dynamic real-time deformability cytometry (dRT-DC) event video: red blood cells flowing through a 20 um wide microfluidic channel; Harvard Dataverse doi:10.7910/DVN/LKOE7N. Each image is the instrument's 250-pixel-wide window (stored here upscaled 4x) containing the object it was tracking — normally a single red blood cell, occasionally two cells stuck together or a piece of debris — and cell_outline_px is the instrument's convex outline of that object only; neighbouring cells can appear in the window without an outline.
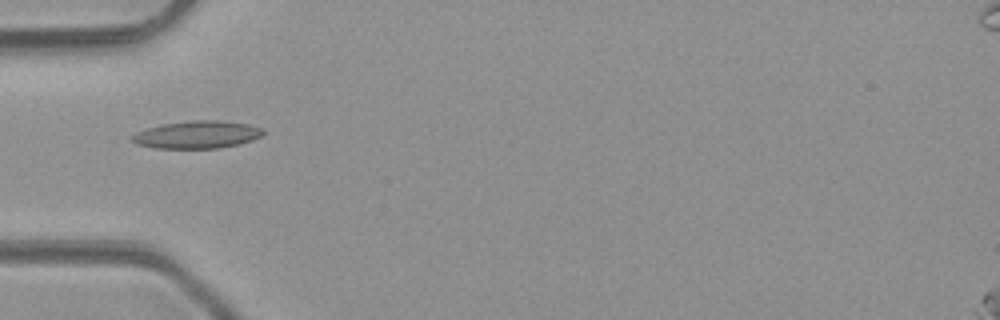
{"species": "common noctule bat (a hibernating species)", "species_latin": "Nyctalus noctula", "temperature_condition": "room temperature", "stored_images_in_passage": 5, "camera_frame_rate_fps": 3000, "um_per_image_px": 0.085, "animal": {"sex": "male", "body_mass_g": 23.1, "forearm_length_mm": 52.7}, "frame": {"image": 1, "passage_image": 4, "time_ms": 4.333, "image_size_px": [1000, 320], "cell_outline_px": [[264, 132], [260, 136], [252, 140], [220, 148], [156, 148], [136, 144], [132, 140], [132, 136], [136, 132], [160, 124], [192, 120], [220, 120], [248, 124], [260, 128]], "centroid_in_image_um": [16.72, 11.44], "position_along_channel_um": 68.3, "area_um2": 20.87}}
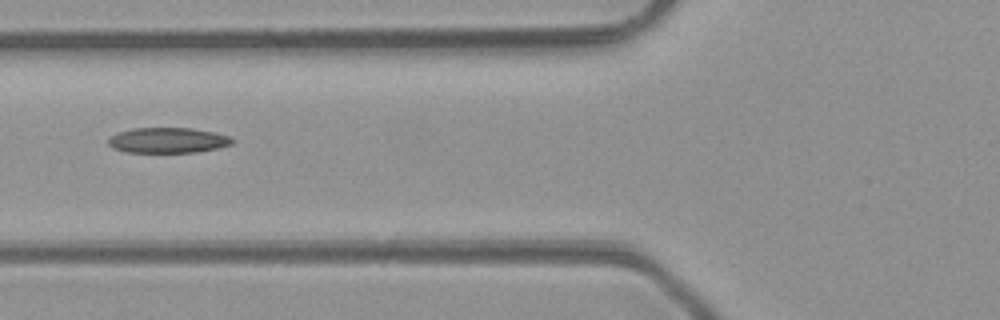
{"frame": {"image": 2, "passage_image": 5, "time_ms": 5.333, "image_size_px": [1000, 320], "cell_outline_px": [[236, 140], [232, 144], [216, 148], [196, 152], [124, 152], [112, 148], [108, 144], [108, 140], [112, 136], [120, 132], [132, 128], [192, 128], [212, 132], [228, 136]], "centroid_in_image_um": [14.26, 11.93], "position_along_channel_um": 111.5, "area_um2": 18.21}}